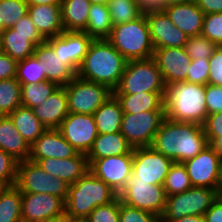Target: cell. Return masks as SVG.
Segmentation results:
<instances>
[{
  "mask_svg": "<svg viewBox=\"0 0 222 222\" xmlns=\"http://www.w3.org/2000/svg\"><path fill=\"white\" fill-rule=\"evenodd\" d=\"M18 61L12 59L8 54H0V80L16 77Z\"/></svg>",
  "mask_w": 222,
  "mask_h": 222,
  "instance_id": "51",
  "label": "cell"
},
{
  "mask_svg": "<svg viewBox=\"0 0 222 222\" xmlns=\"http://www.w3.org/2000/svg\"><path fill=\"white\" fill-rule=\"evenodd\" d=\"M166 92L161 71L153 58L127 61L118 87L113 94Z\"/></svg>",
  "mask_w": 222,
  "mask_h": 222,
  "instance_id": "6",
  "label": "cell"
},
{
  "mask_svg": "<svg viewBox=\"0 0 222 222\" xmlns=\"http://www.w3.org/2000/svg\"><path fill=\"white\" fill-rule=\"evenodd\" d=\"M209 70V59L191 60L190 69L185 82L206 85L208 84Z\"/></svg>",
  "mask_w": 222,
  "mask_h": 222,
  "instance_id": "46",
  "label": "cell"
},
{
  "mask_svg": "<svg viewBox=\"0 0 222 222\" xmlns=\"http://www.w3.org/2000/svg\"><path fill=\"white\" fill-rule=\"evenodd\" d=\"M0 14L4 28H11L28 14V4L24 0H0Z\"/></svg>",
  "mask_w": 222,
  "mask_h": 222,
  "instance_id": "40",
  "label": "cell"
},
{
  "mask_svg": "<svg viewBox=\"0 0 222 222\" xmlns=\"http://www.w3.org/2000/svg\"><path fill=\"white\" fill-rule=\"evenodd\" d=\"M34 55L42 66L48 81L58 86L67 85L77 74L57 56L54 49L45 41L35 47Z\"/></svg>",
  "mask_w": 222,
  "mask_h": 222,
  "instance_id": "23",
  "label": "cell"
},
{
  "mask_svg": "<svg viewBox=\"0 0 222 222\" xmlns=\"http://www.w3.org/2000/svg\"><path fill=\"white\" fill-rule=\"evenodd\" d=\"M5 30L4 28V17L0 14V34Z\"/></svg>",
  "mask_w": 222,
  "mask_h": 222,
  "instance_id": "63",
  "label": "cell"
},
{
  "mask_svg": "<svg viewBox=\"0 0 222 222\" xmlns=\"http://www.w3.org/2000/svg\"><path fill=\"white\" fill-rule=\"evenodd\" d=\"M217 199V190L207 187H191L180 194L170 195L160 221H175L188 215L204 216Z\"/></svg>",
  "mask_w": 222,
  "mask_h": 222,
  "instance_id": "7",
  "label": "cell"
},
{
  "mask_svg": "<svg viewBox=\"0 0 222 222\" xmlns=\"http://www.w3.org/2000/svg\"><path fill=\"white\" fill-rule=\"evenodd\" d=\"M208 145L202 125L165 118L150 147L173 162L183 163L197 156Z\"/></svg>",
  "mask_w": 222,
  "mask_h": 222,
  "instance_id": "1",
  "label": "cell"
},
{
  "mask_svg": "<svg viewBox=\"0 0 222 222\" xmlns=\"http://www.w3.org/2000/svg\"><path fill=\"white\" fill-rule=\"evenodd\" d=\"M67 222H89L87 218H74L67 216Z\"/></svg>",
  "mask_w": 222,
  "mask_h": 222,
  "instance_id": "60",
  "label": "cell"
},
{
  "mask_svg": "<svg viewBox=\"0 0 222 222\" xmlns=\"http://www.w3.org/2000/svg\"><path fill=\"white\" fill-rule=\"evenodd\" d=\"M119 222H161L157 215L129 206L119 198Z\"/></svg>",
  "mask_w": 222,
  "mask_h": 222,
  "instance_id": "43",
  "label": "cell"
},
{
  "mask_svg": "<svg viewBox=\"0 0 222 222\" xmlns=\"http://www.w3.org/2000/svg\"><path fill=\"white\" fill-rule=\"evenodd\" d=\"M92 41L93 39L85 32L68 31L46 40L54 49L55 54L60 56L63 63L67 64L76 74Z\"/></svg>",
  "mask_w": 222,
  "mask_h": 222,
  "instance_id": "16",
  "label": "cell"
},
{
  "mask_svg": "<svg viewBox=\"0 0 222 222\" xmlns=\"http://www.w3.org/2000/svg\"><path fill=\"white\" fill-rule=\"evenodd\" d=\"M138 3L142 14L164 10L162 0H138Z\"/></svg>",
  "mask_w": 222,
  "mask_h": 222,
  "instance_id": "54",
  "label": "cell"
},
{
  "mask_svg": "<svg viewBox=\"0 0 222 222\" xmlns=\"http://www.w3.org/2000/svg\"><path fill=\"white\" fill-rule=\"evenodd\" d=\"M22 193L15 186H6L0 193V222H22Z\"/></svg>",
  "mask_w": 222,
  "mask_h": 222,
  "instance_id": "34",
  "label": "cell"
},
{
  "mask_svg": "<svg viewBox=\"0 0 222 222\" xmlns=\"http://www.w3.org/2000/svg\"><path fill=\"white\" fill-rule=\"evenodd\" d=\"M132 163L133 149L128 154L96 159L89 165V170L119 195L131 176Z\"/></svg>",
  "mask_w": 222,
  "mask_h": 222,
  "instance_id": "13",
  "label": "cell"
},
{
  "mask_svg": "<svg viewBox=\"0 0 222 222\" xmlns=\"http://www.w3.org/2000/svg\"><path fill=\"white\" fill-rule=\"evenodd\" d=\"M205 222H222V202L216 199L204 214Z\"/></svg>",
  "mask_w": 222,
  "mask_h": 222,
  "instance_id": "53",
  "label": "cell"
},
{
  "mask_svg": "<svg viewBox=\"0 0 222 222\" xmlns=\"http://www.w3.org/2000/svg\"><path fill=\"white\" fill-rule=\"evenodd\" d=\"M87 219L89 222H119V197L106 205L96 207Z\"/></svg>",
  "mask_w": 222,
  "mask_h": 222,
  "instance_id": "44",
  "label": "cell"
},
{
  "mask_svg": "<svg viewBox=\"0 0 222 222\" xmlns=\"http://www.w3.org/2000/svg\"><path fill=\"white\" fill-rule=\"evenodd\" d=\"M221 159L209 144L197 156L183 162L192 187L218 189Z\"/></svg>",
  "mask_w": 222,
  "mask_h": 222,
  "instance_id": "15",
  "label": "cell"
},
{
  "mask_svg": "<svg viewBox=\"0 0 222 222\" xmlns=\"http://www.w3.org/2000/svg\"><path fill=\"white\" fill-rule=\"evenodd\" d=\"M21 105L20 82L16 78L0 80V115H9Z\"/></svg>",
  "mask_w": 222,
  "mask_h": 222,
  "instance_id": "36",
  "label": "cell"
},
{
  "mask_svg": "<svg viewBox=\"0 0 222 222\" xmlns=\"http://www.w3.org/2000/svg\"><path fill=\"white\" fill-rule=\"evenodd\" d=\"M188 1H193V0H162V3L165 7L170 4L182 3V2H188Z\"/></svg>",
  "mask_w": 222,
  "mask_h": 222,
  "instance_id": "59",
  "label": "cell"
},
{
  "mask_svg": "<svg viewBox=\"0 0 222 222\" xmlns=\"http://www.w3.org/2000/svg\"><path fill=\"white\" fill-rule=\"evenodd\" d=\"M1 38L4 53L12 59L20 61L34 54L36 46L31 42V35H22L7 28L1 33Z\"/></svg>",
  "mask_w": 222,
  "mask_h": 222,
  "instance_id": "33",
  "label": "cell"
},
{
  "mask_svg": "<svg viewBox=\"0 0 222 222\" xmlns=\"http://www.w3.org/2000/svg\"><path fill=\"white\" fill-rule=\"evenodd\" d=\"M33 111L47 129H58L69 114L65 87L59 86L41 105L34 107Z\"/></svg>",
  "mask_w": 222,
  "mask_h": 222,
  "instance_id": "24",
  "label": "cell"
},
{
  "mask_svg": "<svg viewBox=\"0 0 222 222\" xmlns=\"http://www.w3.org/2000/svg\"><path fill=\"white\" fill-rule=\"evenodd\" d=\"M218 188H222V161H221V163H220Z\"/></svg>",
  "mask_w": 222,
  "mask_h": 222,
  "instance_id": "62",
  "label": "cell"
},
{
  "mask_svg": "<svg viewBox=\"0 0 222 222\" xmlns=\"http://www.w3.org/2000/svg\"><path fill=\"white\" fill-rule=\"evenodd\" d=\"M120 102L123 113H140L165 110V92H138L135 94H113Z\"/></svg>",
  "mask_w": 222,
  "mask_h": 222,
  "instance_id": "28",
  "label": "cell"
},
{
  "mask_svg": "<svg viewBox=\"0 0 222 222\" xmlns=\"http://www.w3.org/2000/svg\"><path fill=\"white\" fill-rule=\"evenodd\" d=\"M118 197L121 202L129 206L151 212L161 217L165 208L167 195L163 186L137 181L131 175Z\"/></svg>",
  "mask_w": 222,
  "mask_h": 222,
  "instance_id": "11",
  "label": "cell"
},
{
  "mask_svg": "<svg viewBox=\"0 0 222 222\" xmlns=\"http://www.w3.org/2000/svg\"><path fill=\"white\" fill-rule=\"evenodd\" d=\"M205 103L207 112L213 114L222 111V86L205 85Z\"/></svg>",
  "mask_w": 222,
  "mask_h": 222,
  "instance_id": "49",
  "label": "cell"
},
{
  "mask_svg": "<svg viewBox=\"0 0 222 222\" xmlns=\"http://www.w3.org/2000/svg\"><path fill=\"white\" fill-rule=\"evenodd\" d=\"M164 108L169 120L202 125L208 115L205 85L183 81L166 86Z\"/></svg>",
  "mask_w": 222,
  "mask_h": 222,
  "instance_id": "3",
  "label": "cell"
},
{
  "mask_svg": "<svg viewBox=\"0 0 222 222\" xmlns=\"http://www.w3.org/2000/svg\"><path fill=\"white\" fill-rule=\"evenodd\" d=\"M89 0H62V25L68 32H84L88 23Z\"/></svg>",
  "mask_w": 222,
  "mask_h": 222,
  "instance_id": "29",
  "label": "cell"
},
{
  "mask_svg": "<svg viewBox=\"0 0 222 222\" xmlns=\"http://www.w3.org/2000/svg\"><path fill=\"white\" fill-rule=\"evenodd\" d=\"M208 84L222 86V47L218 46L209 59Z\"/></svg>",
  "mask_w": 222,
  "mask_h": 222,
  "instance_id": "50",
  "label": "cell"
},
{
  "mask_svg": "<svg viewBox=\"0 0 222 222\" xmlns=\"http://www.w3.org/2000/svg\"><path fill=\"white\" fill-rule=\"evenodd\" d=\"M118 197L104 181L88 170L77 182L69 185L65 213L69 217L87 218L92 210Z\"/></svg>",
  "mask_w": 222,
  "mask_h": 222,
  "instance_id": "4",
  "label": "cell"
},
{
  "mask_svg": "<svg viewBox=\"0 0 222 222\" xmlns=\"http://www.w3.org/2000/svg\"><path fill=\"white\" fill-rule=\"evenodd\" d=\"M15 78L20 83H40L47 80V76L34 54L18 61Z\"/></svg>",
  "mask_w": 222,
  "mask_h": 222,
  "instance_id": "39",
  "label": "cell"
},
{
  "mask_svg": "<svg viewBox=\"0 0 222 222\" xmlns=\"http://www.w3.org/2000/svg\"><path fill=\"white\" fill-rule=\"evenodd\" d=\"M65 213V200L46 193H22V222H39Z\"/></svg>",
  "mask_w": 222,
  "mask_h": 222,
  "instance_id": "17",
  "label": "cell"
},
{
  "mask_svg": "<svg viewBox=\"0 0 222 222\" xmlns=\"http://www.w3.org/2000/svg\"><path fill=\"white\" fill-rule=\"evenodd\" d=\"M126 63L127 60L107 39H93L77 76L114 91L120 83Z\"/></svg>",
  "mask_w": 222,
  "mask_h": 222,
  "instance_id": "2",
  "label": "cell"
},
{
  "mask_svg": "<svg viewBox=\"0 0 222 222\" xmlns=\"http://www.w3.org/2000/svg\"><path fill=\"white\" fill-rule=\"evenodd\" d=\"M28 15L45 40L65 31L62 25L61 5L28 6Z\"/></svg>",
  "mask_w": 222,
  "mask_h": 222,
  "instance_id": "25",
  "label": "cell"
},
{
  "mask_svg": "<svg viewBox=\"0 0 222 222\" xmlns=\"http://www.w3.org/2000/svg\"><path fill=\"white\" fill-rule=\"evenodd\" d=\"M93 117L98 134L120 132L123 110L113 94L96 110Z\"/></svg>",
  "mask_w": 222,
  "mask_h": 222,
  "instance_id": "30",
  "label": "cell"
},
{
  "mask_svg": "<svg viewBox=\"0 0 222 222\" xmlns=\"http://www.w3.org/2000/svg\"><path fill=\"white\" fill-rule=\"evenodd\" d=\"M6 188V185L0 181V193Z\"/></svg>",
  "mask_w": 222,
  "mask_h": 222,
  "instance_id": "66",
  "label": "cell"
},
{
  "mask_svg": "<svg viewBox=\"0 0 222 222\" xmlns=\"http://www.w3.org/2000/svg\"><path fill=\"white\" fill-rule=\"evenodd\" d=\"M16 33L22 35H31V42L37 46L44 43L46 40L41 36L31 18L26 14L18 23L11 27Z\"/></svg>",
  "mask_w": 222,
  "mask_h": 222,
  "instance_id": "48",
  "label": "cell"
},
{
  "mask_svg": "<svg viewBox=\"0 0 222 222\" xmlns=\"http://www.w3.org/2000/svg\"><path fill=\"white\" fill-rule=\"evenodd\" d=\"M192 187L183 163L174 162L165 178L163 188L167 196L180 194Z\"/></svg>",
  "mask_w": 222,
  "mask_h": 222,
  "instance_id": "38",
  "label": "cell"
},
{
  "mask_svg": "<svg viewBox=\"0 0 222 222\" xmlns=\"http://www.w3.org/2000/svg\"><path fill=\"white\" fill-rule=\"evenodd\" d=\"M39 222H67V215L66 213H64L55 217L45 218L44 220Z\"/></svg>",
  "mask_w": 222,
  "mask_h": 222,
  "instance_id": "58",
  "label": "cell"
},
{
  "mask_svg": "<svg viewBox=\"0 0 222 222\" xmlns=\"http://www.w3.org/2000/svg\"><path fill=\"white\" fill-rule=\"evenodd\" d=\"M161 222H205L204 216L188 215L175 221H161Z\"/></svg>",
  "mask_w": 222,
  "mask_h": 222,
  "instance_id": "55",
  "label": "cell"
},
{
  "mask_svg": "<svg viewBox=\"0 0 222 222\" xmlns=\"http://www.w3.org/2000/svg\"><path fill=\"white\" fill-rule=\"evenodd\" d=\"M79 152L62 136L58 129H46L30 145L28 160L37 162L44 158H70Z\"/></svg>",
  "mask_w": 222,
  "mask_h": 222,
  "instance_id": "20",
  "label": "cell"
},
{
  "mask_svg": "<svg viewBox=\"0 0 222 222\" xmlns=\"http://www.w3.org/2000/svg\"><path fill=\"white\" fill-rule=\"evenodd\" d=\"M202 126L208 143L211 145L222 136V111L207 115Z\"/></svg>",
  "mask_w": 222,
  "mask_h": 222,
  "instance_id": "47",
  "label": "cell"
},
{
  "mask_svg": "<svg viewBox=\"0 0 222 222\" xmlns=\"http://www.w3.org/2000/svg\"><path fill=\"white\" fill-rule=\"evenodd\" d=\"M165 118V110L123 113L120 132L133 148L151 146Z\"/></svg>",
  "mask_w": 222,
  "mask_h": 222,
  "instance_id": "10",
  "label": "cell"
},
{
  "mask_svg": "<svg viewBox=\"0 0 222 222\" xmlns=\"http://www.w3.org/2000/svg\"><path fill=\"white\" fill-rule=\"evenodd\" d=\"M15 186L21 193H46L66 200L69 184L48 174L37 163L25 160L17 164Z\"/></svg>",
  "mask_w": 222,
  "mask_h": 222,
  "instance_id": "8",
  "label": "cell"
},
{
  "mask_svg": "<svg viewBox=\"0 0 222 222\" xmlns=\"http://www.w3.org/2000/svg\"><path fill=\"white\" fill-rule=\"evenodd\" d=\"M108 8L113 25L131 22L142 15L138 0H109Z\"/></svg>",
  "mask_w": 222,
  "mask_h": 222,
  "instance_id": "37",
  "label": "cell"
},
{
  "mask_svg": "<svg viewBox=\"0 0 222 222\" xmlns=\"http://www.w3.org/2000/svg\"><path fill=\"white\" fill-rule=\"evenodd\" d=\"M18 133L29 143L33 144L47 129L37 118L33 109L19 106L9 114Z\"/></svg>",
  "mask_w": 222,
  "mask_h": 222,
  "instance_id": "31",
  "label": "cell"
},
{
  "mask_svg": "<svg viewBox=\"0 0 222 222\" xmlns=\"http://www.w3.org/2000/svg\"><path fill=\"white\" fill-rule=\"evenodd\" d=\"M132 149L121 132L98 134L87 154L88 164L96 159L128 154Z\"/></svg>",
  "mask_w": 222,
  "mask_h": 222,
  "instance_id": "27",
  "label": "cell"
},
{
  "mask_svg": "<svg viewBox=\"0 0 222 222\" xmlns=\"http://www.w3.org/2000/svg\"><path fill=\"white\" fill-rule=\"evenodd\" d=\"M18 161L0 149V181L6 186H13L17 180Z\"/></svg>",
  "mask_w": 222,
  "mask_h": 222,
  "instance_id": "45",
  "label": "cell"
},
{
  "mask_svg": "<svg viewBox=\"0 0 222 222\" xmlns=\"http://www.w3.org/2000/svg\"><path fill=\"white\" fill-rule=\"evenodd\" d=\"M113 26L108 5L91 4L84 32L92 39H108Z\"/></svg>",
  "mask_w": 222,
  "mask_h": 222,
  "instance_id": "32",
  "label": "cell"
},
{
  "mask_svg": "<svg viewBox=\"0 0 222 222\" xmlns=\"http://www.w3.org/2000/svg\"><path fill=\"white\" fill-rule=\"evenodd\" d=\"M204 14L222 13V0H194Z\"/></svg>",
  "mask_w": 222,
  "mask_h": 222,
  "instance_id": "52",
  "label": "cell"
},
{
  "mask_svg": "<svg viewBox=\"0 0 222 222\" xmlns=\"http://www.w3.org/2000/svg\"><path fill=\"white\" fill-rule=\"evenodd\" d=\"M21 84V102L22 106L33 109L41 105L51 93L59 86L52 81L40 83H20Z\"/></svg>",
  "mask_w": 222,
  "mask_h": 222,
  "instance_id": "35",
  "label": "cell"
},
{
  "mask_svg": "<svg viewBox=\"0 0 222 222\" xmlns=\"http://www.w3.org/2000/svg\"><path fill=\"white\" fill-rule=\"evenodd\" d=\"M211 146L216 151V153L219 155L221 161H222V136L218 137Z\"/></svg>",
  "mask_w": 222,
  "mask_h": 222,
  "instance_id": "57",
  "label": "cell"
},
{
  "mask_svg": "<svg viewBox=\"0 0 222 222\" xmlns=\"http://www.w3.org/2000/svg\"><path fill=\"white\" fill-rule=\"evenodd\" d=\"M91 4L108 5L109 0H89Z\"/></svg>",
  "mask_w": 222,
  "mask_h": 222,
  "instance_id": "61",
  "label": "cell"
},
{
  "mask_svg": "<svg viewBox=\"0 0 222 222\" xmlns=\"http://www.w3.org/2000/svg\"><path fill=\"white\" fill-rule=\"evenodd\" d=\"M36 163L48 174L69 185L77 182L89 170L87 154L83 153L70 158L39 159Z\"/></svg>",
  "mask_w": 222,
  "mask_h": 222,
  "instance_id": "21",
  "label": "cell"
},
{
  "mask_svg": "<svg viewBox=\"0 0 222 222\" xmlns=\"http://www.w3.org/2000/svg\"><path fill=\"white\" fill-rule=\"evenodd\" d=\"M174 162L152 147L133 148L131 175L137 181L163 186L165 178Z\"/></svg>",
  "mask_w": 222,
  "mask_h": 222,
  "instance_id": "12",
  "label": "cell"
},
{
  "mask_svg": "<svg viewBox=\"0 0 222 222\" xmlns=\"http://www.w3.org/2000/svg\"><path fill=\"white\" fill-rule=\"evenodd\" d=\"M164 11L170 17L171 22L187 37L201 34L204 12L194 0L167 5L164 7Z\"/></svg>",
  "mask_w": 222,
  "mask_h": 222,
  "instance_id": "22",
  "label": "cell"
},
{
  "mask_svg": "<svg viewBox=\"0 0 222 222\" xmlns=\"http://www.w3.org/2000/svg\"><path fill=\"white\" fill-rule=\"evenodd\" d=\"M107 40L127 61L151 58L155 49L145 14L131 22L114 25Z\"/></svg>",
  "mask_w": 222,
  "mask_h": 222,
  "instance_id": "5",
  "label": "cell"
},
{
  "mask_svg": "<svg viewBox=\"0 0 222 222\" xmlns=\"http://www.w3.org/2000/svg\"><path fill=\"white\" fill-rule=\"evenodd\" d=\"M0 149L18 162L30 156L29 143L18 133L9 115H0Z\"/></svg>",
  "mask_w": 222,
  "mask_h": 222,
  "instance_id": "26",
  "label": "cell"
},
{
  "mask_svg": "<svg viewBox=\"0 0 222 222\" xmlns=\"http://www.w3.org/2000/svg\"><path fill=\"white\" fill-rule=\"evenodd\" d=\"M58 130L62 136L79 152L88 154L98 136L93 115L69 113Z\"/></svg>",
  "mask_w": 222,
  "mask_h": 222,
  "instance_id": "14",
  "label": "cell"
},
{
  "mask_svg": "<svg viewBox=\"0 0 222 222\" xmlns=\"http://www.w3.org/2000/svg\"><path fill=\"white\" fill-rule=\"evenodd\" d=\"M217 47L218 46L214 42L201 34L188 37L185 43L186 53L190 56L191 60L203 58L210 59Z\"/></svg>",
  "mask_w": 222,
  "mask_h": 222,
  "instance_id": "41",
  "label": "cell"
},
{
  "mask_svg": "<svg viewBox=\"0 0 222 222\" xmlns=\"http://www.w3.org/2000/svg\"><path fill=\"white\" fill-rule=\"evenodd\" d=\"M28 6L33 5H47V4H54V5H61L62 0H24Z\"/></svg>",
  "mask_w": 222,
  "mask_h": 222,
  "instance_id": "56",
  "label": "cell"
},
{
  "mask_svg": "<svg viewBox=\"0 0 222 222\" xmlns=\"http://www.w3.org/2000/svg\"><path fill=\"white\" fill-rule=\"evenodd\" d=\"M4 53L3 50V44H2V38H1V34H0V54Z\"/></svg>",
  "mask_w": 222,
  "mask_h": 222,
  "instance_id": "65",
  "label": "cell"
},
{
  "mask_svg": "<svg viewBox=\"0 0 222 222\" xmlns=\"http://www.w3.org/2000/svg\"><path fill=\"white\" fill-rule=\"evenodd\" d=\"M217 199L222 202V188L217 189Z\"/></svg>",
  "mask_w": 222,
  "mask_h": 222,
  "instance_id": "64",
  "label": "cell"
},
{
  "mask_svg": "<svg viewBox=\"0 0 222 222\" xmlns=\"http://www.w3.org/2000/svg\"><path fill=\"white\" fill-rule=\"evenodd\" d=\"M64 87L69 113L93 115L113 94L107 86L79 78L77 75Z\"/></svg>",
  "mask_w": 222,
  "mask_h": 222,
  "instance_id": "9",
  "label": "cell"
},
{
  "mask_svg": "<svg viewBox=\"0 0 222 222\" xmlns=\"http://www.w3.org/2000/svg\"><path fill=\"white\" fill-rule=\"evenodd\" d=\"M152 58L161 71L166 86L186 81L191 59L185 47L154 49Z\"/></svg>",
  "mask_w": 222,
  "mask_h": 222,
  "instance_id": "18",
  "label": "cell"
},
{
  "mask_svg": "<svg viewBox=\"0 0 222 222\" xmlns=\"http://www.w3.org/2000/svg\"><path fill=\"white\" fill-rule=\"evenodd\" d=\"M201 35L222 47V13L204 14Z\"/></svg>",
  "mask_w": 222,
  "mask_h": 222,
  "instance_id": "42",
  "label": "cell"
},
{
  "mask_svg": "<svg viewBox=\"0 0 222 222\" xmlns=\"http://www.w3.org/2000/svg\"><path fill=\"white\" fill-rule=\"evenodd\" d=\"M145 17L155 49L185 47L188 37L171 22L164 10L146 13Z\"/></svg>",
  "mask_w": 222,
  "mask_h": 222,
  "instance_id": "19",
  "label": "cell"
}]
</instances>
